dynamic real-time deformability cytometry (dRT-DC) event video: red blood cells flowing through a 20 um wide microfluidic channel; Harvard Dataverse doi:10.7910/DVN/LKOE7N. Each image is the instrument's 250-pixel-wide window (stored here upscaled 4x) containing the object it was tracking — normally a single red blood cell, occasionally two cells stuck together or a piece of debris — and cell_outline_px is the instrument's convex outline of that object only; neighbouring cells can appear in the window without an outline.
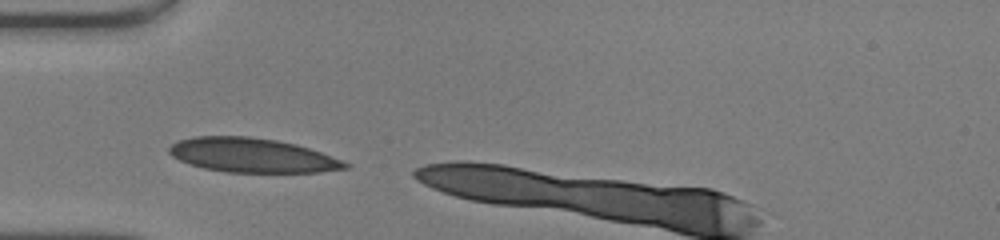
{"species": "human", "species_latin": "Homo sapiens", "temperature_condition": "warm", "stored_images_in_passage": 7, "camera_frame_rate_fps": 3000, "um_per_image_px": 0.085, "donor": {"sex": "male"}, "frame": {"image": 1, "passage_image": 1, "time_ms": 0.0, "image_size_px": [1000, 240], "cell_outline_px": [[352, 168], [320, 172], [224, 172], [204, 168], [180, 160], [172, 156], [168, 152], [168, 148], [176, 140], [196, 136], [248, 136], [276, 140], [296, 144], [320, 152], [352, 164]], "centroid_in_image_um": [21.45, 13.2], "position_along_channel_um": 63.6, "area_um2": 35.2}}
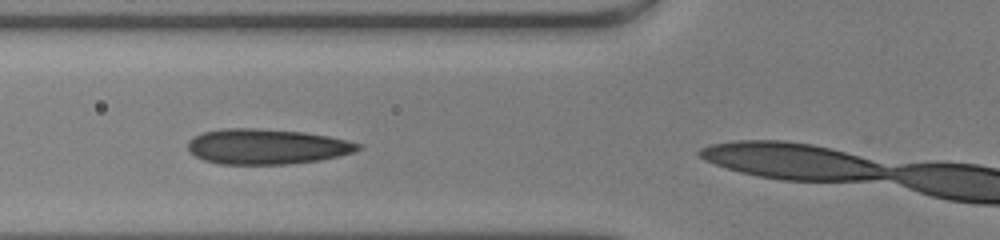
{"frame": {"image": 2, "passage_image": 4, "time_ms": 1.0, "image_size_px": [1000, 240], "cell_outline_px": [[364, 148], [352, 152], [320, 160], [288, 164], [220, 164], [204, 160], [188, 152], [188, 140], [204, 132], [224, 128], [256, 128], [304, 132], [328, 136], [348, 140], [360, 144]], "centroid_in_image_um": [22.66, 12.45], "position_along_channel_um": 103.1, "area_um2": 34.97}}